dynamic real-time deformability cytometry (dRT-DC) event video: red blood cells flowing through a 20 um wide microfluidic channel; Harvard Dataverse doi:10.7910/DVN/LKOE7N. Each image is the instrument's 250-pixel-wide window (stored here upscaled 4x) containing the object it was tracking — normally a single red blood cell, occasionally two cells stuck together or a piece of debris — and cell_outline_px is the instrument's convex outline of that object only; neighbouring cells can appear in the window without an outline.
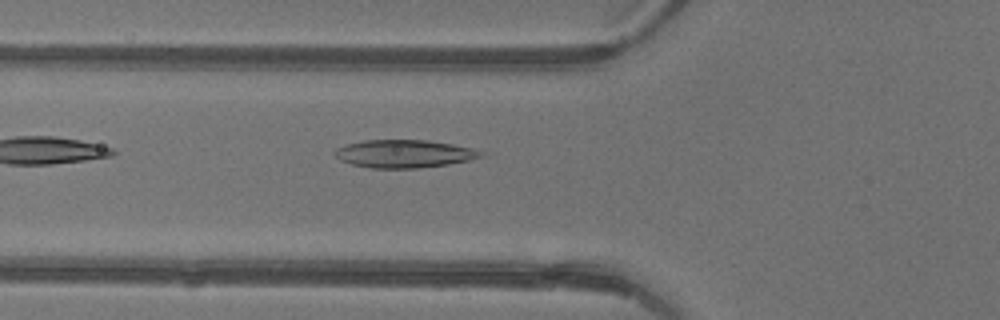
{"species": "common noctule bat (a hibernating species)", "species_latin": "Nyctalus noctula", "temperature_condition": "warm", "stored_images_in_passage": 4, "camera_frame_rate_fps": 3000, "um_per_image_px": 0.085, "animal": {"sex": "female"}, "frame": {"image": 1, "passage_image": 4, "time_ms": 1.0, "image_size_px": [1000, 320], "cell_outline_px": [[484, 156], [472, 160], [448, 164], [420, 168], [372, 168], [352, 164], [340, 160], [332, 152], [336, 148], [348, 144], [364, 140], [428, 140], [452, 144], [472, 148], [484, 152]], "centroid_in_image_um": [34.38, 13.07], "position_along_channel_um": 91.4, "area_um2": 23.81}}